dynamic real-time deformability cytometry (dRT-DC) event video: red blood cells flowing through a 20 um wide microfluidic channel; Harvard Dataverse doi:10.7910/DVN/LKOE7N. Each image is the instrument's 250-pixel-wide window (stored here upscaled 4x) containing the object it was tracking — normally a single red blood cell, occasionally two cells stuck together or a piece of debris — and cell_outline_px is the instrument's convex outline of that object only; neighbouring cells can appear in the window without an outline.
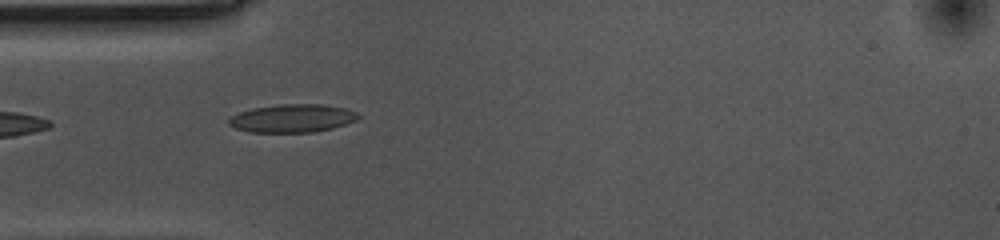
{"species": "common noctule bat (a hibernating species)", "species_latin": "Nyctalus noctula", "temperature_condition": "cold", "stored_images_in_passage": 3, "camera_frame_rate_fps": 3000, "um_per_image_px": 0.085, "animal": {"sex": "female", "body_mass_g": 10.0, "forearm_length_mm": 53.1}, "frame": {"image": 1, "passage_image": 1, "time_ms": 0.0, "image_size_px": [1000, 240], "cell_outline_px": [[360, 116], [356, 120], [332, 128], [312, 132], [248, 132], [236, 128], [228, 124], [228, 120], [232, 116], [240, 112], [252, 108], [280, 104], [324, 104], [344, 108], [356, 112]], "centroid_in_image_um": [24.83, 10.05], "position_along_channel_um": 60.2, "area_um2": 21.1}}